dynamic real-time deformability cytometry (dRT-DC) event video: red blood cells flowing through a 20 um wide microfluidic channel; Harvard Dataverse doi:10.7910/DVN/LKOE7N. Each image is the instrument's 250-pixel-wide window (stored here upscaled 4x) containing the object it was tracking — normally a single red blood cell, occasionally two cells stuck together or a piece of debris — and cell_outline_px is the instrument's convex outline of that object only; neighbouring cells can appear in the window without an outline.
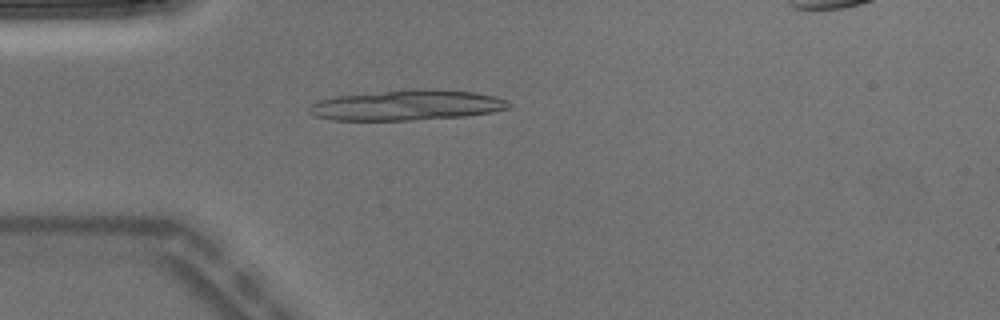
{"species": "Egyptian fruit bat (a non-hibernating species)", "species_latin": "Rousettus aegyptiacus", "temperature_condition": "warm", "stored_images_in_passage": 4, "camera_frame_rate_fps": 3000, "um_per_image_px": 0.085, "animal": {"sex": "male"}, "frame": {"image": 1, "passage_image": 4, "time_ms": 1.0, "image_size_px": [1000, 320], "cell_outline_px": [[512, 104], [508, 108], [492, 112], [464, 116], [412, 120], [332, 120], [316, 116], [308, 112], [308, 108], [312, 104], [320, 100], [336, 96], [412, 88], [436, 88], [472, 92], [492, 96], [508, 100]], "centroid_in_image_um": [34.59, 8.93], "position_along_channel_um": 50.4, "area_um2": 35.43}}